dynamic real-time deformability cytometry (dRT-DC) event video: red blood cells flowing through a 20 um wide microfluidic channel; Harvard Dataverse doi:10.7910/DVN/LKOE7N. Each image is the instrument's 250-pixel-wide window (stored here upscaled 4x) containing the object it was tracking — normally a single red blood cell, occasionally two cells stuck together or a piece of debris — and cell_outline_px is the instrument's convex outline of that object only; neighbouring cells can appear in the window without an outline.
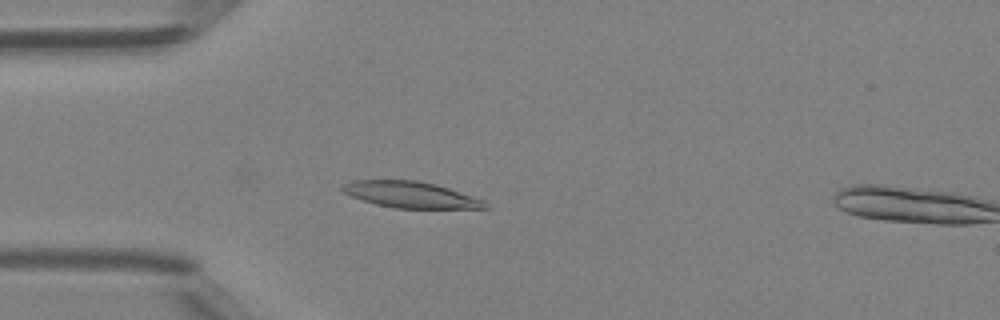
{"species": "Egyptian fruit bat (a non-hibernating species)", "species_latin": "Rousettus aegyptiacus", "temperature_condition": "room temperature", "stored_images_in_passage": 15, "camera_frame_rate_fps": 3000, "um_per_image_px": 0.085, "animal": {"sex": "female"}, "frame": {"image": 1, "passage_image": 13, "time_ms": 4.0, "image_size_px": [1000, 320], "cell_outline_px": [[492, 208], [392, 208], [376, 204], [352, 196], [344, 192], [340, 188], [340, 184], [352, 180], [420, 180], [436, 184], [484, 200]], "centroid_in_image_um": [34.89, 16.54], "position_along_channel_um": 50.1, "area_um2": 21.85}}